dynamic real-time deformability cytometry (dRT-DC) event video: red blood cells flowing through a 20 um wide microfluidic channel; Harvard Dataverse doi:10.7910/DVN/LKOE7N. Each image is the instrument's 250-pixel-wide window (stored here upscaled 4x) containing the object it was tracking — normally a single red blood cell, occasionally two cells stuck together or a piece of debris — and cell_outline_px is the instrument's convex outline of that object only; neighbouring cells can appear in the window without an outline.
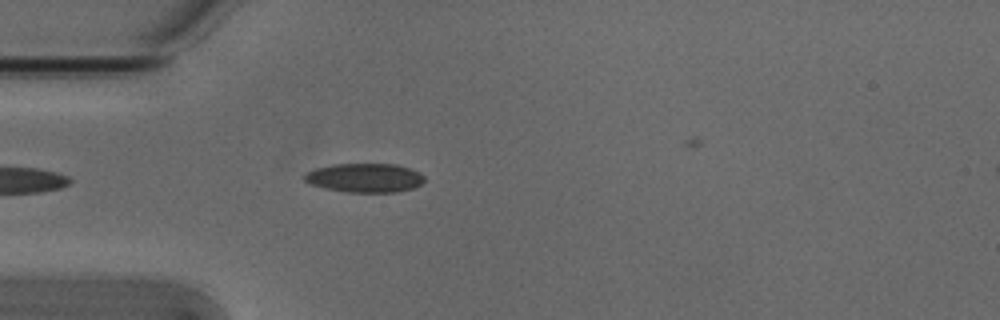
{"species": "Egyptian fruit bat (a non-hibernating species)", "species_latin": "Rousettus aegyptiacus", "temperature_condition": "cold", "stored_images_in_passage": 36, "camera_frame_rate_fps": 3000, "um_per_image_px": 0.085, "animal": {"sex": "male"}, "frame": {"image": 1, "passage_image": 4, "time_ms": 1.0, "image_size_px": [1000, 320], "cell_outline_px": [[424, 180], [420, 184], [412, 188], [396, 192], [348, 192], [324, 188], [312, 184], [304, 180], [304, 176], [308, 172], [316, 168], [332, 164], [396, 164], [420, 172], [424, 176]], "centroid_in_image_um": [31.02, 15.11], "position_along_channel_um": 54.0, "area_um2": 20.11}}
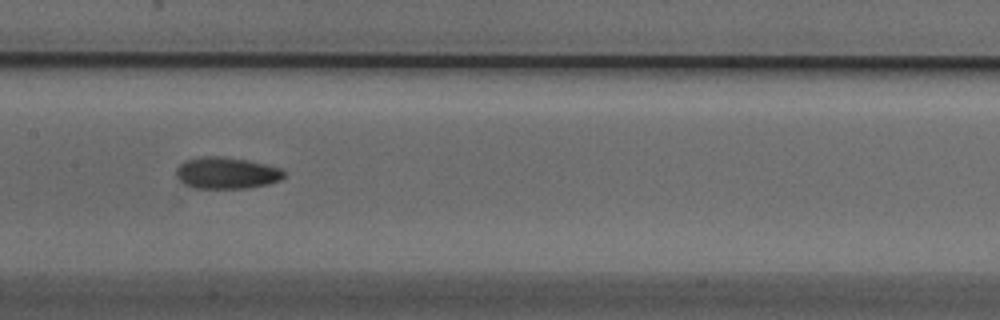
{"frame": {"image": 2, "passage_image": 15, "time_ms": 4.667, "image_size_px": [1000, 320], "cell_outline_px": [[284, 176], [280, 180], [268, 184], [248, 188], [196, 188], [184, 184], [176, 176], [176, 168], [184, 160], [200, 156], [224, 156], [248, 160], [280, 168], [284, 172]], "centroid_in_image_um": [19.23, 14.69], "position_along_channel_um": 188.2, "area_um2": 19.94}}
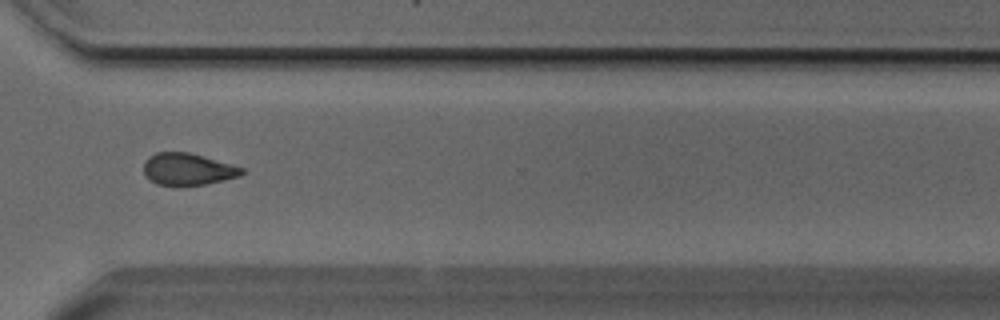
{"frame": {"image": 3, "passage_image": 28, "time_ms": 9.0, "image_size_px": [1000, 320], "cell_outline_px": [[248, 172], [240, 176], [224, 180], [204, 184], [156, 184], [144, 172], [144, 160], [156, 152], [188, 152], [232, 164], [244, 168]], "centroid_in_image_um": [16.02, 14.36], "position_along_channel_um": 354.6, "area_um2": 17.98}}